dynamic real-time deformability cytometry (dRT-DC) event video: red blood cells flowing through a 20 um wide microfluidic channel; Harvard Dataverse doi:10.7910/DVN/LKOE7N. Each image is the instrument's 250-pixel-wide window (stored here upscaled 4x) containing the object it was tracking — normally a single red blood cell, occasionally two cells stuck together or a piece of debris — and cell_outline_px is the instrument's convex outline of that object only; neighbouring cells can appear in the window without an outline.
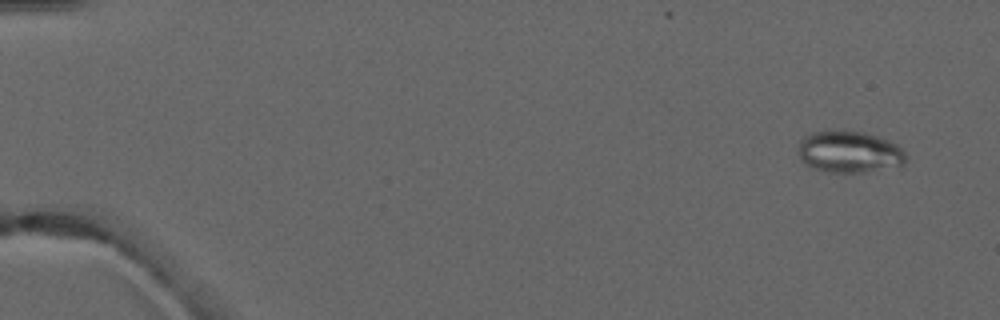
{"species": "common noctule bat (a hibernating species)", "species_latin": "Nyctalus noctula", "temperature_condition": "warm", "stored_images_in_passage": 6, "camera_frame_rate_fps": 3000, "um_per_image_px": 0.085, "animal": {"sex": "male", "forearm_length_mm": 52.5}, "frame": {"image": 1, "passage_image": 1, "time_ms": 0.0, "image_size_px": [1000, 320], "cell_outline_px": [[908, 156], [904, 164], [900, 168], [864, 172], [824, 172], [804, 164], [800, 156], [800, 140], [804, 136], [812, 132], [848, 128], [864, 132], [888, 140], [896, 144]], "centroid_in_image_um": [72.24, 12.9], "position_along_channel_um": 12.8, "area_um2": 26.88}}